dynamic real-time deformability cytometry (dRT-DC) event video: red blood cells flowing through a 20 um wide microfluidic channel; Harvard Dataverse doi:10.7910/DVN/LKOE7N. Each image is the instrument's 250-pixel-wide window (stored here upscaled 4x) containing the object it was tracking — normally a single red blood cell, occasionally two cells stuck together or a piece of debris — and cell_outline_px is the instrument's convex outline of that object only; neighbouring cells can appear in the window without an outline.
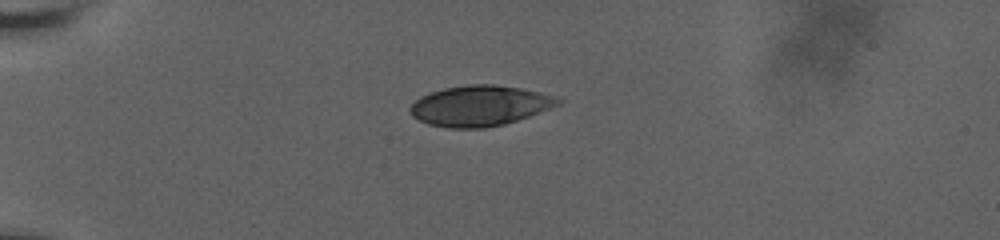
{"species": "human", "species_latin": "Homo sapiens", "temperature_condition": "room temperature", "stored_images_in_passage": 43, "camera_frame_rate_fps": 3000, "um_per_image_px": 0.085, "donor": {"sex": "male"}, "frame": {"image": 1, "passage_image": 1, "time_ms": 0.0, "image_size_px": [1000, 240], "cell_outline_px": [[564, 100], [560, 104], [528, 116], [504, 124], [484, 128], [448, 128], [428, 124], [412, 116], [408, 112], [408, 108], [420, 96], [444, 88], [468, 84], [496, 84], [520, 88], [556, 96]], "centroid_in_image_um": [40.76, 8.98], "position_along_channel_um": 44.2, "area_um2": 34.85}}
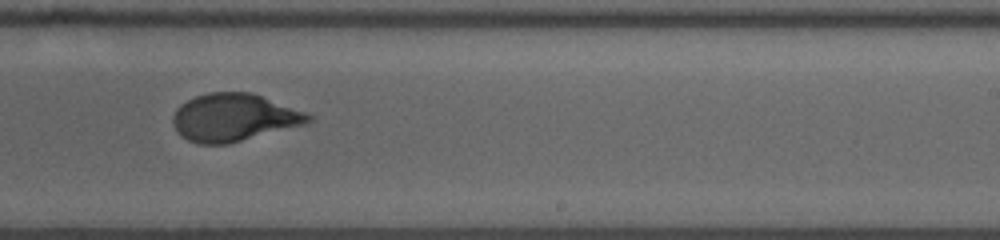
{"frame": {"image": 2, "passage_image": 23, "time_ms": 7.333, "image_size_px": [1000, 240], "cell_outline_px": [[312, 120], [308, 124], [228, 144], [196, 144], [180, 136], [176, 132], [172, 120], [172, 116], [176, 108], [180, 104], [196, 96], [208, 92], [252, 92], [304, 112], [312, 116]], "centroid_in_image_um": [19.85, 10.0], "position_along_channel_um": 269.1, "area_um2": 37.8}}
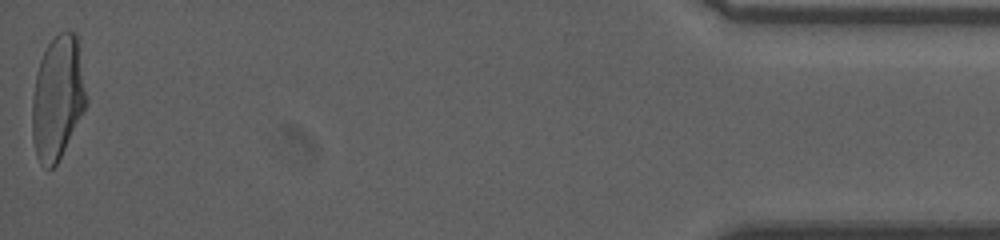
{"frame": {"image": 3, "passage_image": 43, "time_ms": 14.0, "image_size_px": [1000, 240], "cell_outline_px": [[88, 104], [56, 164], [52, 168], [48, 168], [40, 164], [36, 156], [32, 140], [32, 100], [36, 72], [40, 60], [48, 44], [60, 32], [76, 32], [88, 100]], "centroid_in_image_um": [4.9, 8.33], "position_along_channel_um": 430.3, "area_um2": 39.02}, "authors_computed_cell_mechanics": {"area_um2": 37.5122, "velocity_mm_per_s": 3.6657, "shape_relaxation_time_tau1_ms": 3.4639, "shape_relaxation_time_tau2_ms": null, "deformation_change_tau1": 0.1781, "deformation_change_tau2": null}}